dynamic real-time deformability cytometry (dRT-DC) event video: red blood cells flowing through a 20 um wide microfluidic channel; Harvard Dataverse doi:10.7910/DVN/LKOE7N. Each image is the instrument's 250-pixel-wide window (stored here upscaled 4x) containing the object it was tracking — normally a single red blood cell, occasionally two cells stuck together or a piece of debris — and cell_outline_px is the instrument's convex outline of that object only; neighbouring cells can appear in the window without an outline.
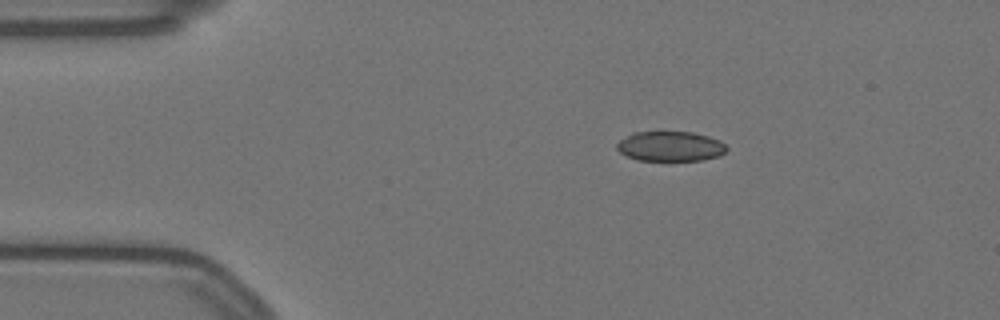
{"species": "Egyptian fruit bat (a non-hibernating species)", "species_latin": "Rousettus aegyptiacus", "temperature_condition": "warm", "stored_images_in_passage": 48, "camera_frame_rate_fps": 3000, "um_per_image_px": 0.085, "animal": {"sex": "female"}, "frame": {"image": 1, "passage_image": 1, "time_ms": 0.0, "image_size_px": [1000, 320], "cell_outline_px": [[728, 148], [720, 156], [704, 160], [636, 160], [620, 152], [616, 148], [616, 144], [620, 140], [632, 132], [692, 132], [708, 136], [720, 140]], "centroid_in_image_um": [56.99, 12.43], "position_along_channel_um": 28.0, "area_um2": 19.13}}
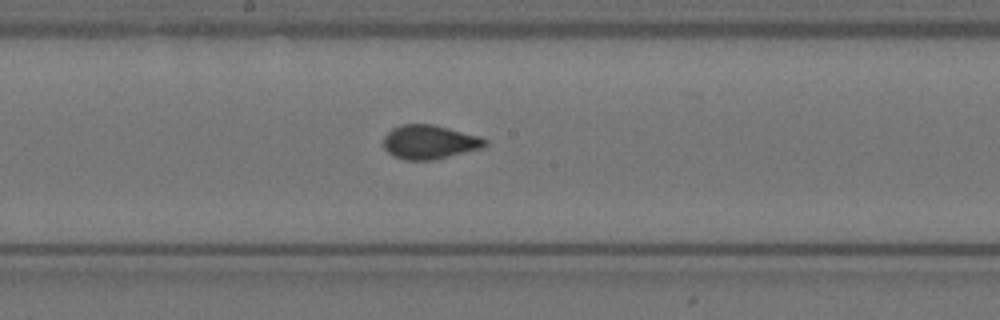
{"frame": {"image": 2, "passage_image": 21, "time_ms": 6.667, "image_size_px": [1000, 320], "cell_outline_px": [[488, 144], [484, 148], [432, 160], [404, 160], [388, 152], [384, 148], [384, 136], [392, 128], [400, 124], [432, 124], [480, 136], [488, 140]], "centroid_in_image_um": [36.53, 12.07], "position_along_channel_um": 211.7, "area_um2": 20.17}}
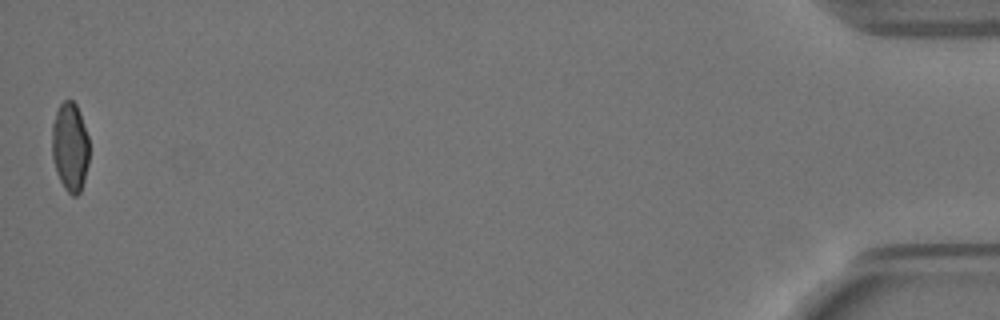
{"frame": {"image": 3, "passage_image": 48, "time_ms": 15.667, "image_size_px": [1000, 320], "cell_outline_px": [[88, 164], [84, 180], [80, 192], [76, 196], [72, 196], [64, 188], [56, 172], [52, 156], [52, 124], [56, 112], [60, 104], [64, 100], [72, 100], [76, 104], [80, 112], [88, 136]], "centroid_in_image_um": [5.95, 12.49], "position_along_channel_um": 429.3, "area_um2": 19.36}, "authors_computed_cell_mechanics": {"area_um2": 20.3167, "velocity_mm_per_s": 3.5186, "shape_relaxation_time_tau1_ms": 5.6327, "shape_relaxation_time_tau2_ms": null, "deformation_change_tau1": 0.1454, "deformation_change_tau2": null}}